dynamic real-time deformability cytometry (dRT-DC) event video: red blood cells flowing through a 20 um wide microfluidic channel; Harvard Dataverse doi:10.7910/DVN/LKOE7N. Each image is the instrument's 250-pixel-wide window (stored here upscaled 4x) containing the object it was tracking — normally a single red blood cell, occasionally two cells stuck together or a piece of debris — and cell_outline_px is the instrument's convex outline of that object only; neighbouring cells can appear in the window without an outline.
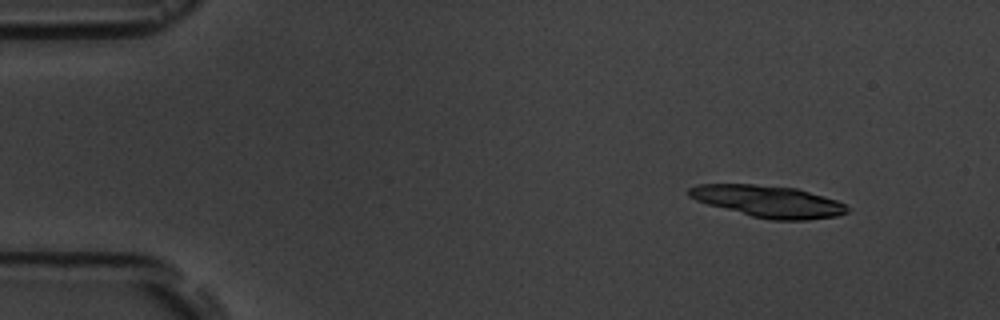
{"species": "common noctule bat (a hibernating species)", "species_latin": "Nyctalus noctula", "temperature_condition": "room temperature", "stored_images_in_passage": 4, "camera_frame_rate_fps": 3000, "um_per_image_px": 0.085, "animal": {"sex": "male", "body_mass_g": 19.5, "forearm_length_mm": 54.6}, "frame": {"image": 1, "passage_image": 1, "time_ms": 0.0, "image_size_px": [1000, 320], "cell_outline_px": [[852, 208], [848, 212], [836, 216], [808, 220], [772, 220], [752, 216], [708, 204], [696, 200], [688, 196], [688, 188], [696, 184], [752, 184], [796, 188], [836, 200]], "centroid_in_image_um": [65.31, 17.12], "position_along_channel_um": 19.7, "area_um2": 29.19}}